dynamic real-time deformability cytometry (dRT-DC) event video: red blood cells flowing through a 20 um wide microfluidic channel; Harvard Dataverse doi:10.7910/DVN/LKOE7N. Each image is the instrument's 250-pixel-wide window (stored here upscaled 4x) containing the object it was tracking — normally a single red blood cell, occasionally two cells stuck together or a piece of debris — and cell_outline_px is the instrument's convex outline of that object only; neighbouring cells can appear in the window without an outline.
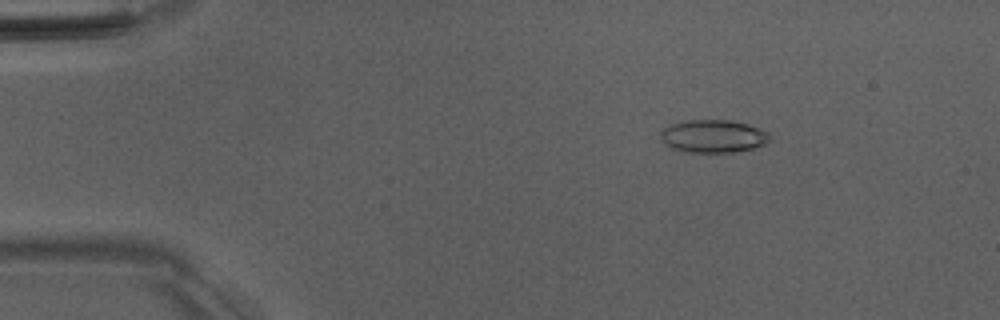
{"species": "Egyptian fruit bat (a non-hibernating species)", "species_latin": "Rousettus aegyptiacus", "temperature_condition": "room temperature", "stored_images_in_passage": 52, "camera_frame_rate_fps": 3000, "um_per_image_px": 0.085, "animal": {"sex": "male"}, "frame": {"image": 1, "passage_image": 8, "time_ms": 2.333, "image_size_px": [1000, 320], "cell_outline_px": [[772, 140], [764, 144], [752, 148], [736, 152], [684, 152], [672, 148], [664, 144], [660, 140], [660, 132], [664, 128], [672, 124], [684, 120], [732, 120], [748, 124], [760, 128], [768, 132], [772, 136]], "centroid_in_image_um": [60.63, 11.57], "position_along_channel_um": 24.4, "area_um2": 21.21}}
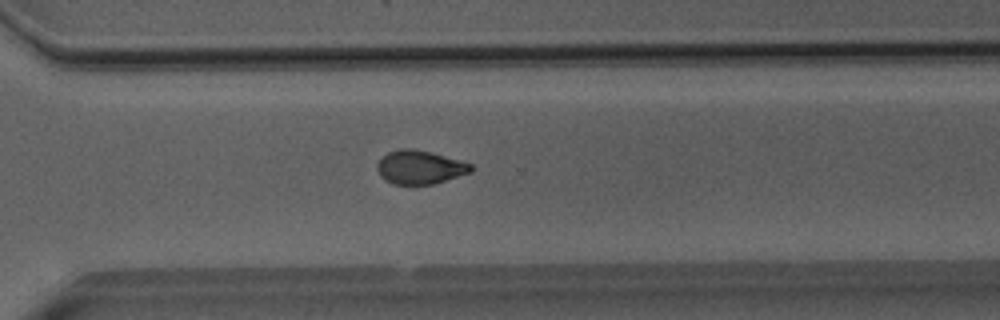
{"frame": {"image": 2, "passage_image": 37, "time_ms": 12.0, "image_size_px": [1000, 320], "cell_outline_px": [[472, 172], [436, 184], [392, 184], [380, 176], [376, 168], [376, 164], [388, 152], [400, 148], [412, 148], [428, 152], [472, 164]], "centroid_in_image_um": [35.67, 14.23], "position_along_channel_um": 334.9, "area_um2": 18.26}}
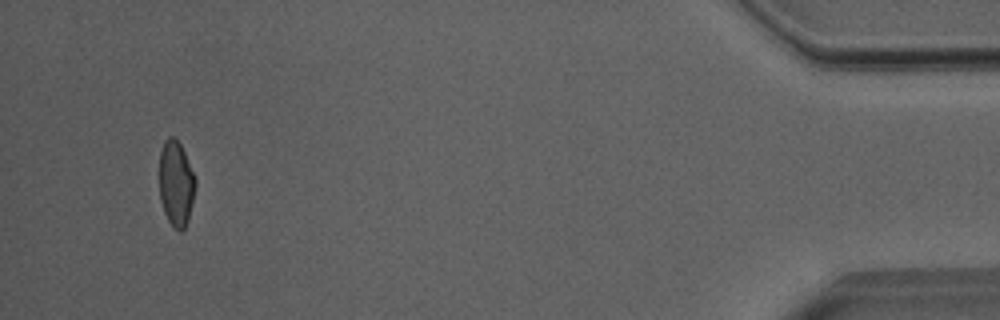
{"frame": {"image": 3, "passage_image": 49, "time_ms": 16.0, "image_size_px": [1000, 320], "cell_outline_px": [[196, 184], [188, 220], [184, 228], [180, 232], [172, 228], [164, 212], [160, 200], [160, 152], [164, 140], [168, 136], [172, 136], [180, 144], [184, 152], [196, 180]], "centroid_in_image_um": [14.95, 15.62], "position_along_channel_um": 420.2, "area_um2": 17.86}}